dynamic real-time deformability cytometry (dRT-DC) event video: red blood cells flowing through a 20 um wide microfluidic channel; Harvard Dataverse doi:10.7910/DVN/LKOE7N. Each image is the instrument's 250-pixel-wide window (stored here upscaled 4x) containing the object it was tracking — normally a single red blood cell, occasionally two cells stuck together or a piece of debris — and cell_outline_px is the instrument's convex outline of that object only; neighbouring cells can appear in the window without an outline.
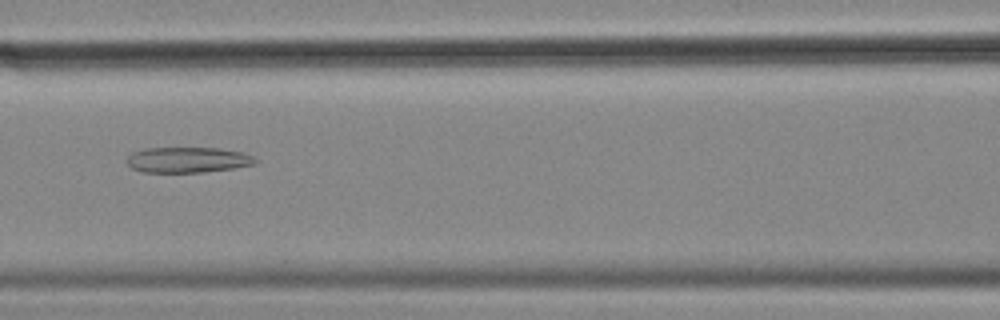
{"species": "common noctule bat (a hibernating species)", "species_latin": "Nyctalus noctula", "temperature_condition": "cold", "stored_images_in_passage": 54, "camera_frame_rate_fps": 3000, "um_per_image_px": 0.085, "animal": {"sex": "female", "body_mass_g": 18.4}, "frame": {"image": 1, "passage_image": 23, "time_ms": 7.333, "image_size_px": [1000, 320], "cell_outline_px": [[260, 160], [256, 164], [232, 168], [204, 172], [144, 172], [132, 168], [128, 164], [128, 156], [132, 152], [144, 148], [220, 148], [244, 152]], "centroid_in_image_um": [16.0, 13.58], "position_along_channel_um": 150.6, "area_um2": 19.19}}
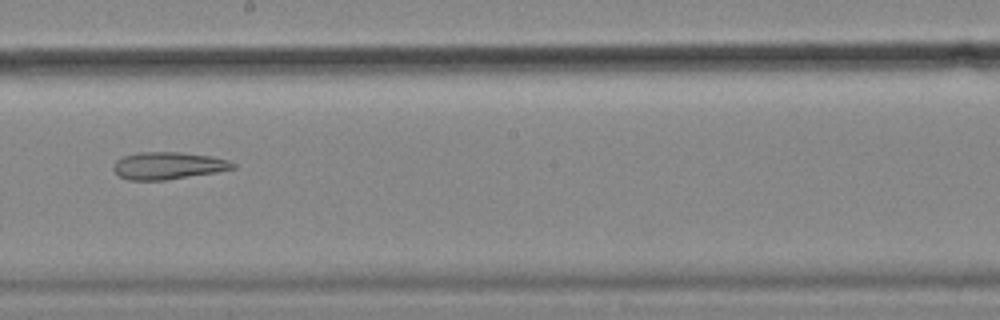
{"frame": {"image": 2, "passage_image": 30, "time_ms": 9.667, "image_size_px": [1000, 320], "cell_outline_px": [[236, 168], [216, 172], [164, 180], [128, 180], [120, 176], [112, 168], [112, 164], [116, 160], [124, 156], [140, 152], [180, 152], [212, 156], [228, 160], [236, 164]], "centroid_in_image_um": [14.29, 14.07], "position_along_channel_um": 233.9, "area_um2": 18.96}}
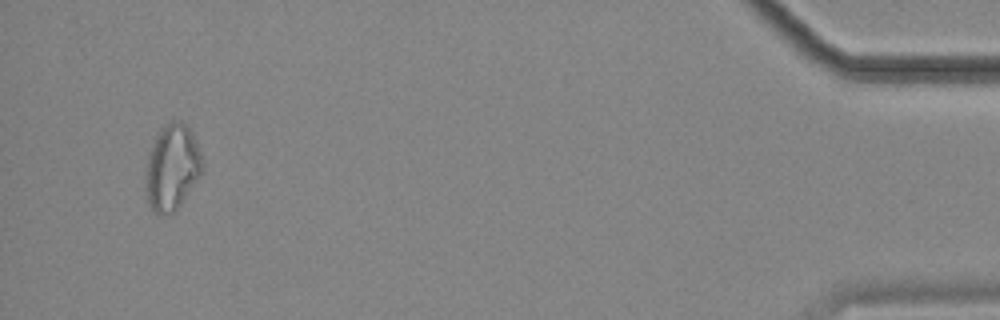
{"frame": {"image": 3, "passage_image": 52, "time_ms": 17.0, "image_size_px": [1000, 320], "cell_outline_px": [[204, 168], [200, 176], [176, 212], [172, 216], [160, 216], [148, 204], [144, 192], [148, 156], [156, 136], [160, 128], [164, 124], [172, 120], [180, 120], [192, 132], [200, 152], [204, 164]], "centroid_in_image_um": [14.63, 14.28], "position_along_channel_um": 420.6, "area_um2": 28.84}, "authors_computed_cell_mechanics": {"area_um2": 24.7673, "velocity_mm_per_s": 3.5896, "shape_relaxation_time_tau1_ms": null, "shape_relaxation_time_tau2_ms": 10.6913, "deformation_change_tau1": null, "deformation_change_tau2": 0.2448}}